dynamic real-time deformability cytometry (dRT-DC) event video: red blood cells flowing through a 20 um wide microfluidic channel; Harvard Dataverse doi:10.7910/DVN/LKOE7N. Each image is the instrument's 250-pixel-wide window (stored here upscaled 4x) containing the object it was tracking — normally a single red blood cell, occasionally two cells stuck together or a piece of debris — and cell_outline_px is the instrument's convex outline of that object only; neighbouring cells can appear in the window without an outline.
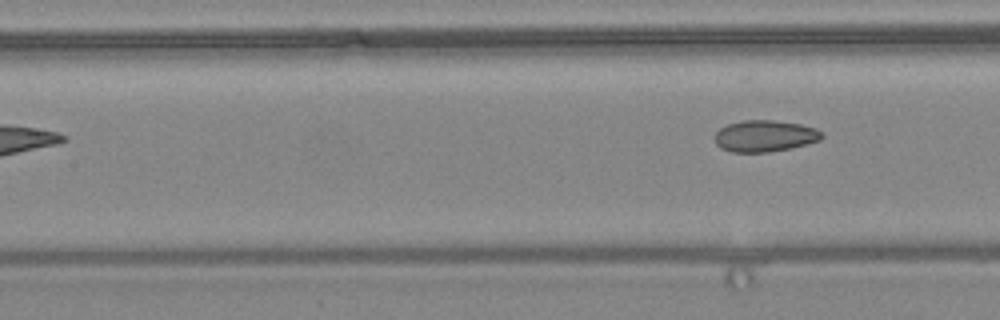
{"species": "common noctule bat (a hibernating species)", "species_latin": "Nyctalus noctula", "temperature_condition": "warm", "stored_images_in_passage": 6, "camera_frame_rate_fps": 3000, "um_per_image_px": 0.085, "animal": {"sex": "female", "body_mass_g": 24.6, "forearm_length_mm": 56.2}, "frame": {"image": 1, "passage_image": 6, "time_ms": 6.0, "image_size_px": [1000, 320], "cell_outline_px": [[824, 136], [820, 140], [792, 148], [768, 152], [732, 152], [720, 148], [716, 144], [716, 132], [720, 128], [728, 124], [744, 120], [772, 120], [800, 124], [816, 128]], "centroid_in_image_um": [65.01, 11.56], "position_along_channel_um": 142.4, "area_um2": 19.59}}